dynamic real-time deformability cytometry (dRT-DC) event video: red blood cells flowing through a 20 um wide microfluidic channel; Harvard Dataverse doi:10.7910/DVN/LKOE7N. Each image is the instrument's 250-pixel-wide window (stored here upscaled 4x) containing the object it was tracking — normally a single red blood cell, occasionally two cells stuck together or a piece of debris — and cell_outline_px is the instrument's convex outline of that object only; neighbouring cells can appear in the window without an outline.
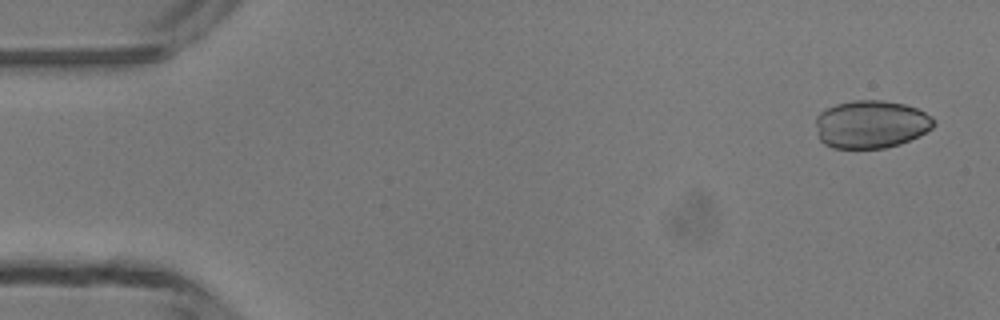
{"species": "common noctule bat (a hibernating species)", "species_latin": "Nyctalus noctula", "temperature_condition": "room temperature", "stored_images_in_passage": 3, "camera_frame_rate_fps": 3000, "um_per_image_px": 0.085, "animal": {"sex": "male", "body_mass_g": 13.3}, "frame": {"image": 1, "passage_image": 1, "time_ms": 0.0, "image_size_px": [1000, 320], "cell_outline_px": [[936, 124], [932, 128], [900, 144], [884, 148], [832, 148], [824, 144], [820, 140], [816, 124], [816, 116], [820, 112], [836, 104], [856, 100], [884, 100], [904, 104], [916, 108], [932, 116]], "centroid_in_image_um": [74.03, 10.56], "position_along_channel_um": 11.0, "area_um2": 32.83}}